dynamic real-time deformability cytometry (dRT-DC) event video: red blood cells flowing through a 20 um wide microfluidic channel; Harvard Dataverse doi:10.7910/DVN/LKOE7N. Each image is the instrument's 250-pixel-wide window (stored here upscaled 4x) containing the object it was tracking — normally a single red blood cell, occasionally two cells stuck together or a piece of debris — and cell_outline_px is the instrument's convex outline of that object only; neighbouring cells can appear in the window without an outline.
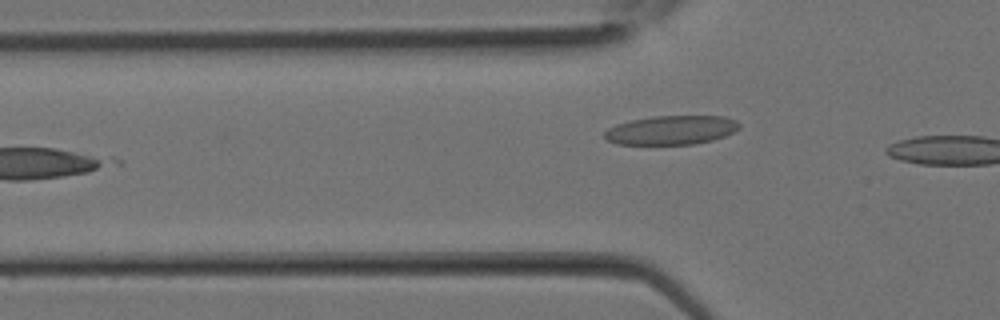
{"species": "Egyptian fruit bat (a non-hibernating species)", "species_latin": "Rousettus aegyptiacus", "temperature_condition": "room temperature", "stored_images_in_passage": 11, "camera_frame_rate_fps": 3000, "um_per_image_px": 0.085, "animal": {"sex": "female"}, "frame": {"image": 1, "passage_image": 11, "time_ms": 3.333, "image_size_px": [1000, 320], "cell_outline_px": [[740, 128], [724, 136], [712, 140], [692, 144], [616, 144], [608, 140], [604, 136], [604, 132], [608, 128], [616, 124], [632, 120], [652, 116], [724, 116], [736, 120], [740, 124]], "centroid_in_image_um": [57.06, 11.05], "position_along_channel_um": 68.7, "area_um2": 22.72}}